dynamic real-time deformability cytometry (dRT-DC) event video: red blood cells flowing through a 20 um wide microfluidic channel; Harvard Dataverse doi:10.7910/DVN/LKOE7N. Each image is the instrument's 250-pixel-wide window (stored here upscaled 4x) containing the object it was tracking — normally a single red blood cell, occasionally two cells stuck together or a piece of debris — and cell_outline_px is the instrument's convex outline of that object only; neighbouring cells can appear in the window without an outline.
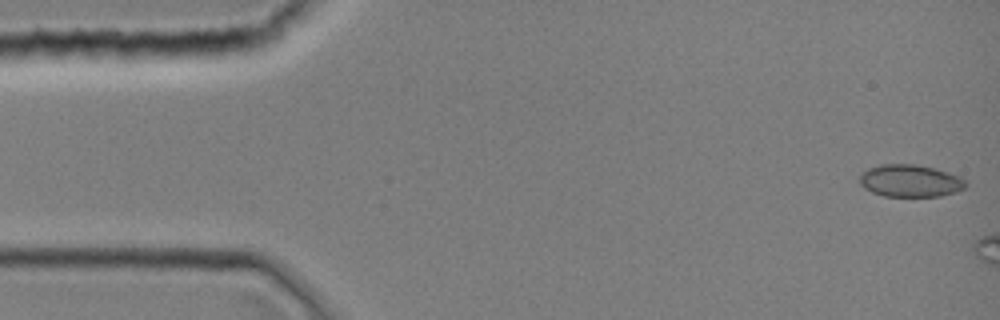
{"species": "common noctule bat (a hibernating species)", "species_latin": "Nyctalus noctula", "temperature_condition": "room temperature", "stored_images_in_passage": 5, "camera_frame_rate_fps": 3000, "um_per_image_px": 0.085, "animal": {"sex": "female", "body_mass_g": 19.0, "forearm_length_mm": 51.5}, "frame": {"image": 1, "passage_image": 1, "time_ms": 0.0, "image_size_px": [1000, 320], "cell_outline_px": [[968, 184], [964, 188], [956, 192], [940, 196], [884, 196], [872, 192], [864, 188], [860, 184], [860, 172], [868, 168], [880, 164], [912, 164], [932, 168], [948, 172], [960, 176]], "centroid_in_image_um": [77.35, 15.37], "position_along_channel_um": 7.7, "area_um2": 20.0}}